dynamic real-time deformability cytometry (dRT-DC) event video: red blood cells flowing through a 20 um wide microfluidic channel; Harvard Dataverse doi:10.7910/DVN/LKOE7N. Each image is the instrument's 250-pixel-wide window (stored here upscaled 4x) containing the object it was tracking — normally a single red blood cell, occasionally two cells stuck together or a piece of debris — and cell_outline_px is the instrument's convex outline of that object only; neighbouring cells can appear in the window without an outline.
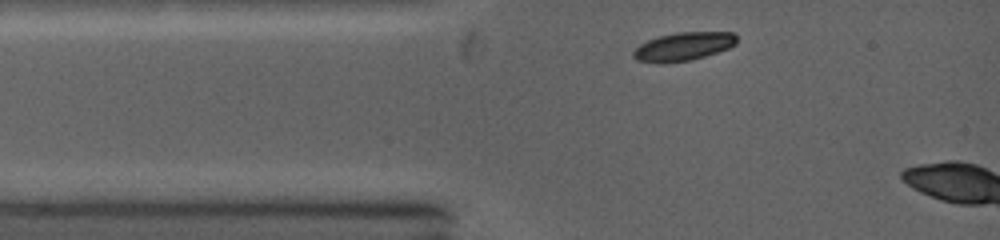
{"species": "common noctule bat (a hibernating species)", "species_latin": "Nyctalus noctula", "temperature_condition": "warm", "stored_images_in_passage": 2, "camera_frame_rate_fps": 5000, "um_per_image_px": 0.085, "animal": {"sex": "female", "body_mass_g": 19.0, "forearm_length_mm": 53.3}, "frame": {"image": 1, "passage_image": 1, "time_ms": 0.0, "image_size_px": [1000, 240], "cell_outline_px": [[736, 44], [728, 48], [704, 56], [688, 60], [636, 60], [632, 56], [632, 52], [640, 44], [648, 40], [660, 36], [676, 32], [732, 32], [736, 36]], "centroid_in_image_um": [58.13, 3.9], "position_along_channel_um": 26.9, "area_um2": 16.24}}